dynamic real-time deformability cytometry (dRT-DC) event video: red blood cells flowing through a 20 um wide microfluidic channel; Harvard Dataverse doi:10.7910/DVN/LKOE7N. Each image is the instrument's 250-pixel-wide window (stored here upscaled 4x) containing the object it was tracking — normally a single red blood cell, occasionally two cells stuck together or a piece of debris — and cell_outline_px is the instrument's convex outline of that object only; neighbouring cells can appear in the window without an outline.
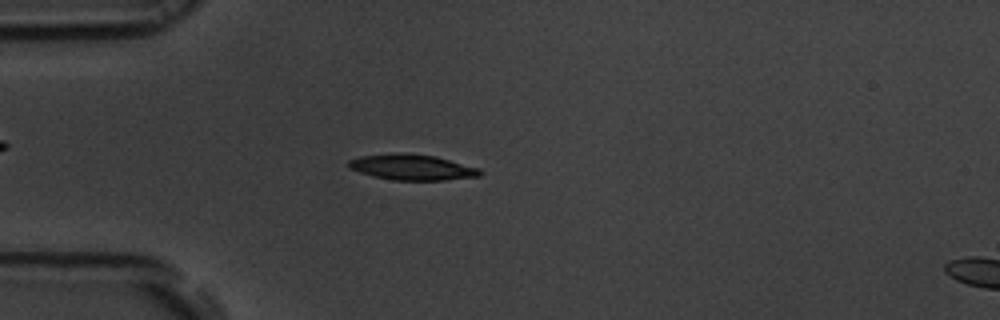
{"species": "common noctule bat (a hibernating species)", "species_latin": "Nyctalus noctula", "temperature_condition": "room temperature", "stored_images_in_passage": 55, "camera_frame_rate_fps": 3000, "um_per_image_px": 0.085, "animal": {"sex": "male", "body_mass_g": 19.5, "forearm_length_mm": 54.6}, "frame": {"image": 1, "passage_image": 15, "time_ms": 4.667, "image_size_px": [1000, 320], "cell_outline_px": [[484, 172], [480, 176], [444, 180], [392, 180], [372, 176], [348, 168], [348, 160], [360, 156], [436, 156], [480, 168]], "centroid_in_image_um": [35.1, 14.27], "position_along_channel_um": 49.9, "area_um2": 18.73}}
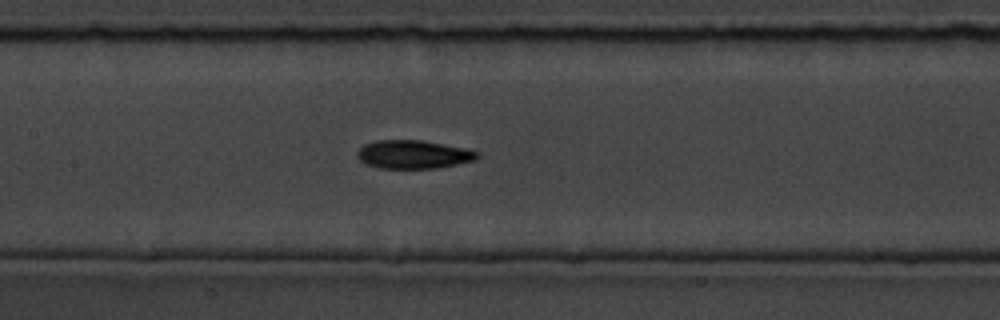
{"frame": {"image": 2, "passage_image": 26, "time_ms": 8.333, "image_size_px": [1000, 320], "cell_outline_px": [[480, 156], [476, 160], [436, 168], [380, 168], [364, 164], [356, 156], [356, 152], [364, 144], [376, 140], [420, 140], [464, 148], [480, 152]], "centroid_in_image_um": [35.11, 13.13], "position_along_channel_um": 172.3, "area_um2": 19.88}}
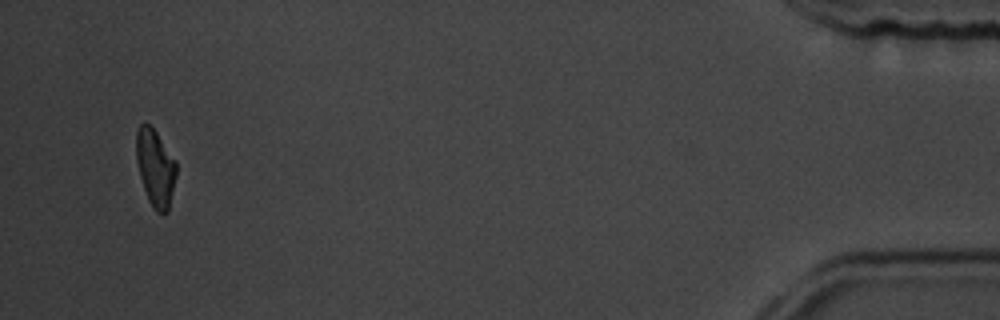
{"frame": {"image": 3, "passage_image": 53, "time_ms": 17.333, "image_size_px": [1000, 320], "cell_outline_px": [[176, 176], [168, 212], [156, 212], [152, 208], [148, 200], [140, 176], [136, 160], [136, 132], [140, 124], [148, 124], [156, 132], [176, 160]], "centroid_in_image_um": [13.21, 14.27], "position_along_channel_um": 422.0, "area_um2": 17.92}, "authors_computed_cell_mechanics": {"area_um2": 19.0162, "velocity_mm_per_s": 3.6735, "shape_relaxation_time_tau1_ms": 3.2086, "shape_relaxation_time_tau2_ms": 6.8121, "deformation_change_tau1": 0.1459, "deformation_change_tau2": 0.1486}}